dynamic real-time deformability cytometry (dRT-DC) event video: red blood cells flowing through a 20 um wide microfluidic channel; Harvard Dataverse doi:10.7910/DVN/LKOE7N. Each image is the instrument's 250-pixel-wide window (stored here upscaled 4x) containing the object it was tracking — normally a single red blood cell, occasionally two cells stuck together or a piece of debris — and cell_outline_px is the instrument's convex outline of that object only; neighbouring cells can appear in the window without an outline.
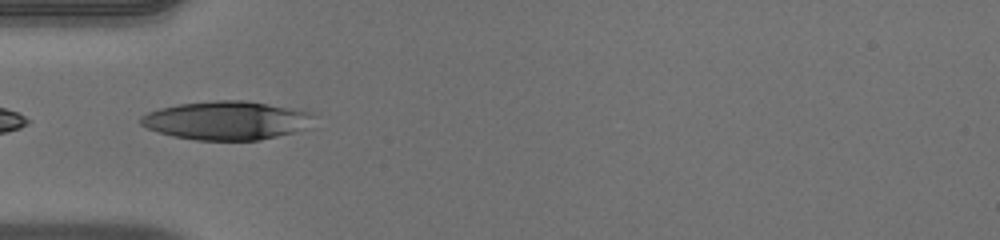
{"species": "human", "species_latin": "Homo sapiens", "temperature_condition": "warm", "stored_images_in_passage": 35, "camera_frame_rate_fps": 3000, "um_per_image_px": 0.085, "donor": {"sex": "male"}, "frame": {"image": 1, "passage_image": 1, "time_ms": 0.0, "image_size_px": [1000, 240], "cell_outline_px": [[312, 116], [304, 128], [292, 132], [260, 140], [196, 140], [172, 136], [148, 128], [140, 124], [140, 116], [148, 112], [160, 108], [180, 104], [216, 100], [244, 100], [304, 108]], "centroid_in_image_um": [19.24, 10.22], "position_along_channel_um": 65.8, "area_um2": 38.84}, "authors_computed_cell_mechanics": {"area_um2": 37.6856, "velocity_mm_per_s": 4.0377, "shape_relaxation_time_tau1_ms": 6.1906, "shape_relaxation_time_tau2_ms": null, "deformation_change_tau1": 0.2903, "deformation_change_tau2": null}}